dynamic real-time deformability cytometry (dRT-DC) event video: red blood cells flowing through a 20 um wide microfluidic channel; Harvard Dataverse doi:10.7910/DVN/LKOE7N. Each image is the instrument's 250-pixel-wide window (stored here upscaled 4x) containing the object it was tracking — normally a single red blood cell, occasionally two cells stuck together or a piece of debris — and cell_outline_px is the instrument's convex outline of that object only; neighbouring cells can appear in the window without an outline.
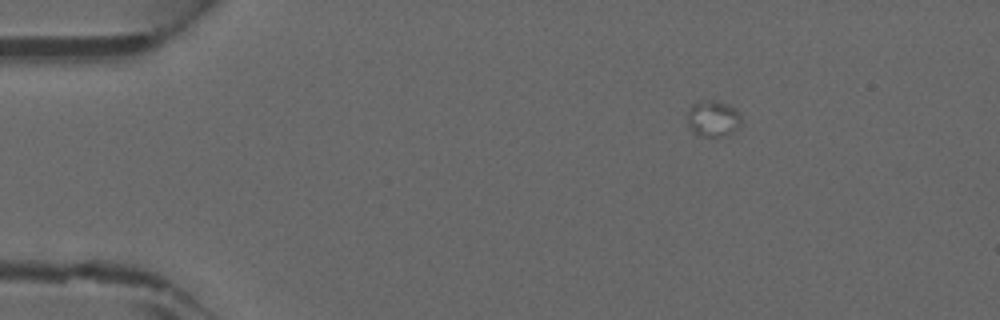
{"species": "common noctule bat (a hibernating species)", "species_latin": "Nyctalus noctula", "temperature_condition": "warm", "stored_images_in_passage": 5, "camera_frame_rate_fps": 3000, "um_per_image_px": 0.085, "animal": {"sex": "male", "forearm_length_mm": 52.5}, "frame": {"image": 1, "passage_image": 1, "time_ms": 0.0, "image_size_px": [1000, 320], "cell_outline_px": [[740, 124], [736, 128], [728, 132], [716, 136], [696, 136], [688, 124], [688, 112], [692, 104], [712, 100], [716, 100], [728, 104], [740, 112]], "centroid_in_image_um": [60.59, 10.06], "position_along_channel_um": 24.4, "area_um2": 10.98}}